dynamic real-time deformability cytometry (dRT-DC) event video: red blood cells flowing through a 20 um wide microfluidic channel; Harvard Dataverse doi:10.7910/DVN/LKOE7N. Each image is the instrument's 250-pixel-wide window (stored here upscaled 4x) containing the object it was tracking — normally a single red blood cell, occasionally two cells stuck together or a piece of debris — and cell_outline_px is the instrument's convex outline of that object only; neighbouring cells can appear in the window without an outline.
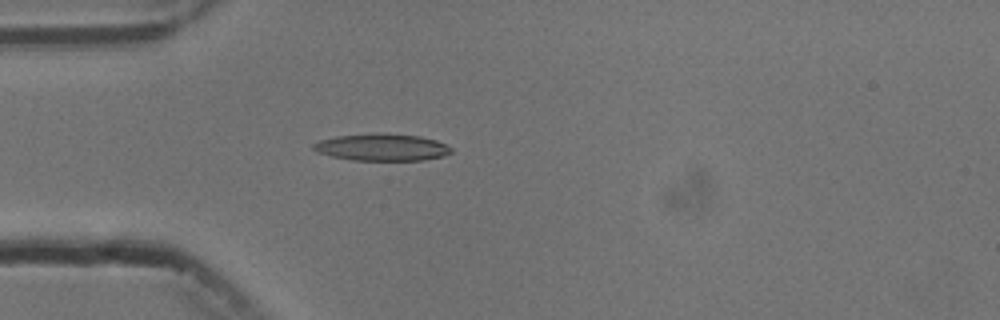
{"species": "common noctule bat (a hibernating species)", "species_latin": "Nyctalus noctula", "temperature_condition": "cold", "stored_images_in_passage": 5, "camera_frame_rate_fps": 3000, "um_per_image_px": 0.085, "animal": {"sex": "male", "body_mass_g": 13.3}, "frame": {"image": 1, "passage_image": 5, "time_ms": 4.667, "image_size_px": [1000, 320], "cell_outline_px": [[452, 152], [444, 156], [424, 160], [352, 160], [332, 156], [316, 152], [312, 148], [312, 144], [320, 140], [336, 136], [380, 132], [420, 136], [436, 140], [452, 148]], "centroid_in_image_um": [32.46, 12.51], "position_along_channel_um": 52.5, "area_um2": 21.85}}